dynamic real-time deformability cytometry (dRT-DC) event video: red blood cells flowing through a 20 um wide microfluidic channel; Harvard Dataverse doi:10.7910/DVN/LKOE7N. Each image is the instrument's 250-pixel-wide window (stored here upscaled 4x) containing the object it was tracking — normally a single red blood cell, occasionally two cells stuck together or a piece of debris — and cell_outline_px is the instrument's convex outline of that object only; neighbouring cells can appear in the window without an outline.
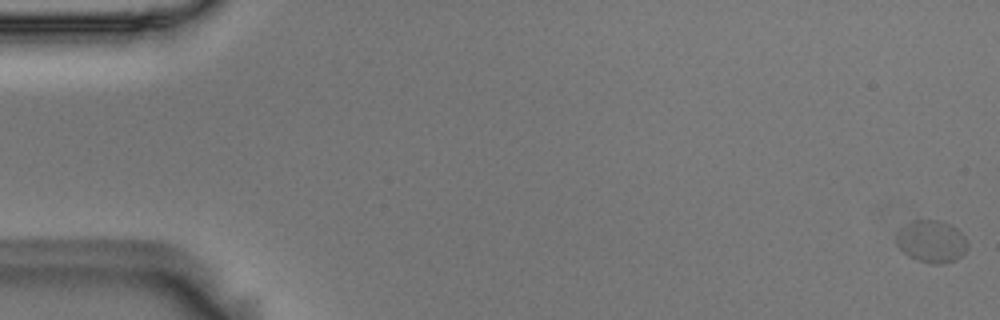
{"species": "Egyptian fruit bat (a non-hibernating species)", "species_latin": "Rousettus aegyptiacus", "temperature_condition": "room temperature", "stored_images_in_passage": 8, "camera_frame_rate_fps": 3000, "um_per_image_px": 0.085, "animal": {"sex": "male"}, "frame": {"image": 1, "passage_image": 1, "time_ms": 0.0, "image_size_px": [1000, 320], "cell_outline_px": [[968, 248], [956, 260], [940, 264], [932, 264], [916, 260], [908, 256], [896, 244], [896, 232], [904, 224], [916, 220], [940, 220], [956, 228], [964, 236], [968, 244]], "centroid_in_image_um": [79.16, 20.52], "position_along_channel_um": 5.8, "area_um2": 17.63}}
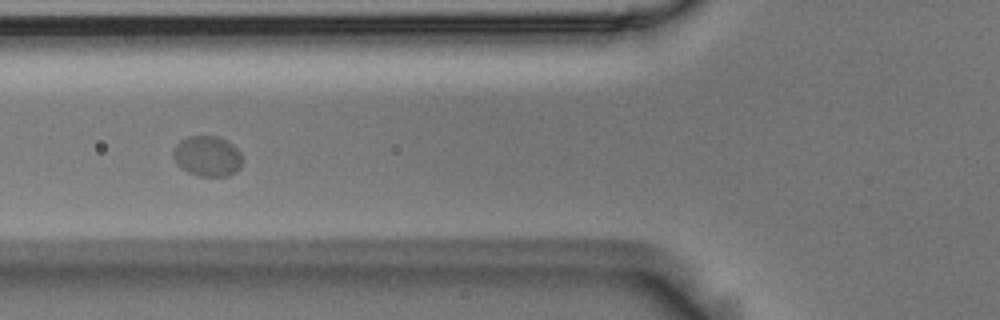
{"frame": {"image": 2, "passage_image": 6, "time_ms": 1.667, "image_size_px": [1000, 320], "cell_outline_px": [[240, 168], [236, 172], [228, 176], [200, 176], [188, 172], [180, 168], [176, 164], [172, 156], [172, 148], [180, 140], [188, 136], [216, 136], [228, 140], [240, 152]], "centroid_in_image_um": [17.58, 13.27], "position_along_channel_um": 108.2, "area_um2": 16.47}}
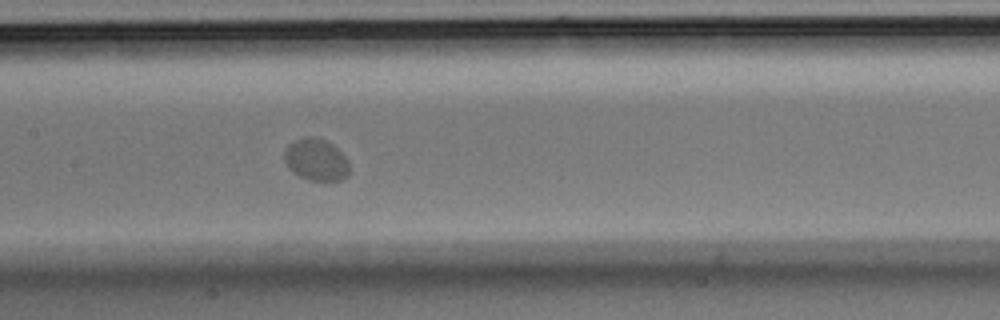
{"frame": {"image": 3, "passage_image": 8, "time_ms": 2.333, "image_size_px": [1000, 320], "cell_outline_px": [[348, 176], [340, 180], [308, 180], [292, 172], [288, 168], [284, 160], [284, 148], [288, 144], [296, 140], [312, 136], [324, 140], [332, 144], [348, 160]], "centroid_in_image_um": [26.84, 13.58], "position_along_channel_um": 180.6, "area_um2": 15.78}}